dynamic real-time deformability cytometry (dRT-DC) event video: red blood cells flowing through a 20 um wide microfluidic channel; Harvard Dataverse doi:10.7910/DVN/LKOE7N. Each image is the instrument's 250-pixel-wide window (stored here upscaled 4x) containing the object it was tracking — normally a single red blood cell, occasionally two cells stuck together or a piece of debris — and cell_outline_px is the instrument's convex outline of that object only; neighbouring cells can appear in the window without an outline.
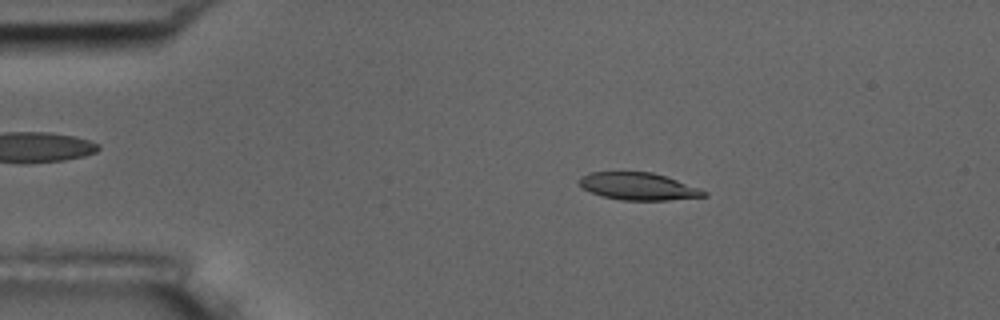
{"species": "common noctule bat (a hibernating species)", "species_latin": "Nyctalus noctula", "temperature_condition": "room temperature", "stored_images_in_passage": 4, "camera_frame_rate_fps": 3000, "um_per_image_px": 0.085, "animal": {"sex": "male", "body_mass_g": 17.5, "forearm_length_mm": 52.3}, "frame": {"image": 1, "passage_image": 2, "time_ms": 1.333, "image_size_px": [1000, 320], "cell_outline_px": [[708, 196], [668, 200], [620, 200], [604, 196], [580, 188], [576, 184], [576, 180], [580, 176], [588, 172], [652, 172], [700, 188], [708, 192]], "centroid_in_image_um": [54.2, 15.84], "position_along_channel_um": 30.8, "area_um2": 20.0}}